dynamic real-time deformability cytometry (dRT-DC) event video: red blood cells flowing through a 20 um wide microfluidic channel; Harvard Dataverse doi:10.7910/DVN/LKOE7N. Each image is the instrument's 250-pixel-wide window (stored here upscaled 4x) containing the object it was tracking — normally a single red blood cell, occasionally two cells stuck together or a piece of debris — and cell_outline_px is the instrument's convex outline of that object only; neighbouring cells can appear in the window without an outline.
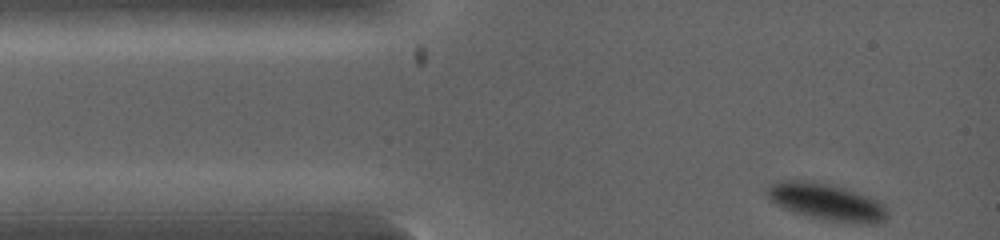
{"species": "common noctule bat (a hibernating species)", "species_latin": "Nyctalus noctula", "temperature_condition": "warm", "stored_images_in_passage": 8, "camera_frame_rate_fps": 5000, "um_per_image_px": 0.085, "animal": {"sex": "female", "body_mass_g": 19.0, "forearm_length_mm": 53.3}, "frame": {"image": 1, "passage_image": 1, "time_ms": 0.0, "image_size_px": [1000, 240], "cell_outline_px": [[888, 216], [884, 220], [868, 224], [832, 220], [808, 216], [784, 208], [776, 204], [768, 196], [768, 188], [772, 184], [780, 180], [796, 180], [832, 184], [880, 200], [884, 204], [888, 212]], "centroid_in_image_um": [70.3, 17.15], "position_along_channel_um": 14.7, "area_um2": 25.26}}
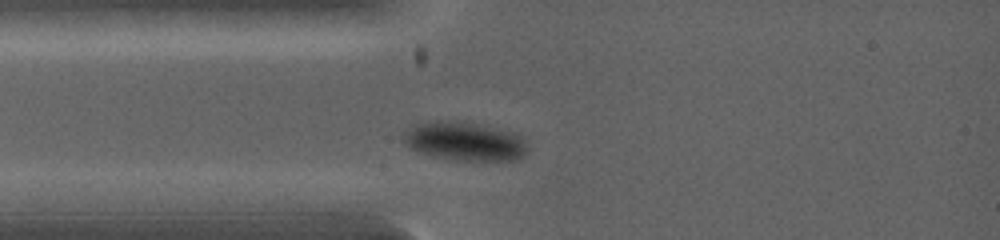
{"frame": {"image": 2, "passage_image": 4, "time_ms": 1.4, "image_size_px": [1000, 240], "cell_outline_px": [[528, 152], [524, 156], [516, 160], [464, 160], [436, 156], [412, 148], [404, 140], [404, 136], [416, 124], [428, 120], [460, 120], [480, 124], [508, 132], [520, 136]], "centroid_in_image_um": [39.53, 11.99], "position_along_channel_um": 45.5, "area_um2": 27.28}}
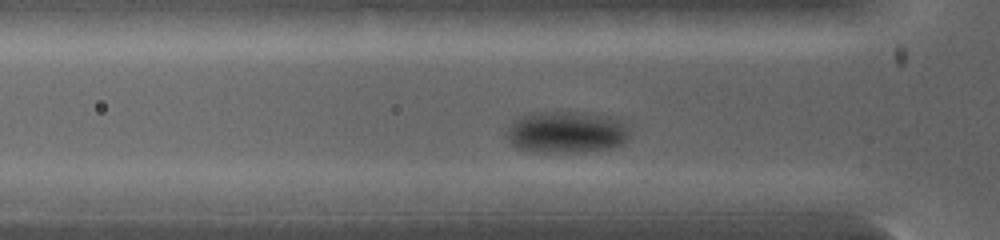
{"frame": {"image": 3, "passage_image": 6, "time_ms": 2.0, "image_size_px": [1000, 240], "cell_outline_px": [[628, 140], [624, 144], [608, 148], [584, 152], [548, 152], [520, 148], [512, 144], [508, 136], [508, 132], [512, 124], [520, 116], [532, 112], [560, 108], [592, 112], [608, 116], [620, 120], [624, 124], [628, 132]], "centroid_in_image_um": [48.2, 11.16], "position_along_channel_um": 77.6, "area_um2": 30.52}}